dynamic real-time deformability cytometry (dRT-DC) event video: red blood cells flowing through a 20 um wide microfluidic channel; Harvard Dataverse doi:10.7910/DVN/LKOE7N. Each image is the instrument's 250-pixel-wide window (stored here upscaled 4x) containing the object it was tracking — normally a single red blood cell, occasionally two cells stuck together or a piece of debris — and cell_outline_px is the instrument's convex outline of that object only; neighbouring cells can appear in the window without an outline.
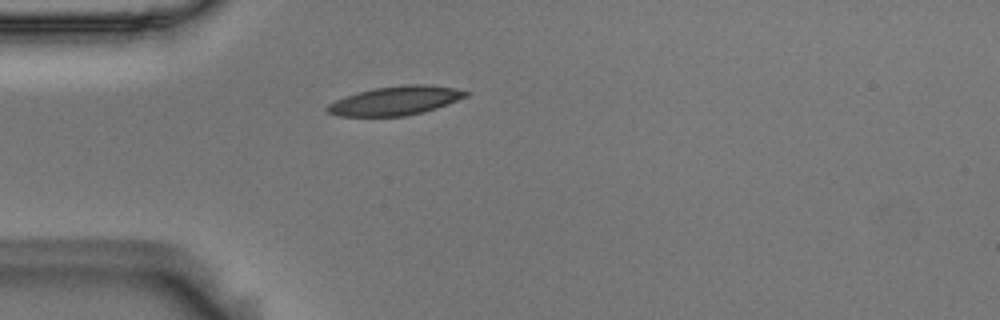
{"species": "Egyptian fruit bat (a non-hibernating species)", "species_latin": "Rousettus aegyptiacus", "temperature_condition": "room temperature", "stored_images_in_passage": 1, "camera_frame_rate_fps": 3000, "um_per_image_px": 0.085, "animal": {"sex": "male"}, "frame": {"image": 1, "passage_image": 1, "time_ms": 0.0, "image_size_px": [1000, 320], "cell_outline_px": [[468, 96], [448, 104], [424, 112], [404, 116], [336, 116], [328, 112], [324, 108], [328, 104], [336, 100], [360, 92], [376, 88], [408, 84], [432, 84], [456, 88], [468, 92]], "centroid_in_image_um": [33.64, 8.56], "position_along_channel_um": 51.4, "area_um2": 23.24}}